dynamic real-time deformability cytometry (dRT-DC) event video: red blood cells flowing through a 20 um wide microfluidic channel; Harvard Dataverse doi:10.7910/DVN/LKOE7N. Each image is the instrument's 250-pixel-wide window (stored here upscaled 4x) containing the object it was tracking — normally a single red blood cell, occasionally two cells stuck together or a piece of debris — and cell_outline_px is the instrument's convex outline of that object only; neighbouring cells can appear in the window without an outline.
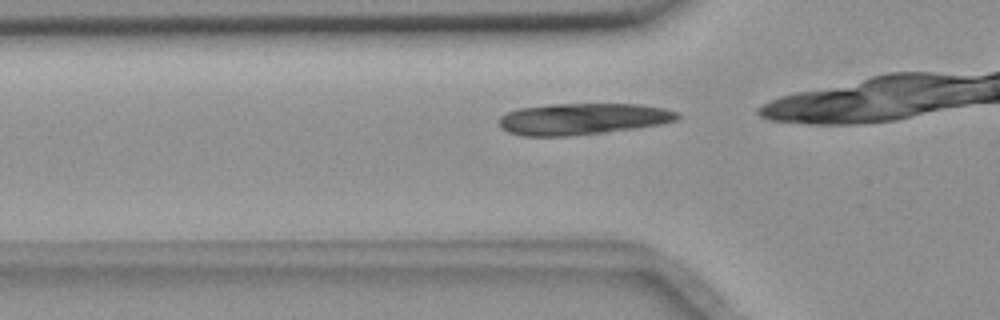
{"species": "common noctule bat (a hibernating species)", "species_latin": "Nyctalus noctula", "temperature_condition": "room temperature", "stored_images_in_passage": 30, "camera_frame_rate_fps": 3000, "um_per_image_px": 0.085, "animal": {"sex": "female", "body_mass_g": 18.4}, "frame": {"image": 1, "passage_image": 4, "time_ms": 1.0, "image_size_px": [1000, 320], "cell_outline_px": [[680, 116], [676, 120], [660, 124], [604, 132], [564, 136], [524, 136], [508, 132], [500, 128], [500, 116], [508, 112], [520, 108], [552, 104], [640, 104], [664, 108], [676, 112]], "centroid_in_image_um": [49.49, 10.1], "position_along_channel_um": 76.3, "area_um2": 32.37}}
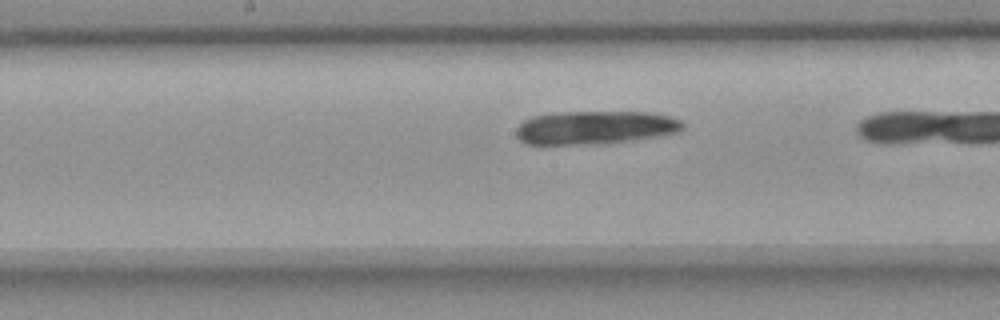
{"frame": {"image": 2, "passage_image": 14, "time_ms": 4.333, "image_size_px": [1000, 320], "cell_outline_px": [[684, 128], [676, 132], [656, 136], [632, 140], [600, 144], [528, 144], [520, 140], [516, 136], [516, 128], [524, 120], [532, 116], [564, 112], [648, 112], [668, 116], [680, 120], [684, 124]], "centroid_in_image_um": [50.56, 10.84], "position_along_channel_um": 197.6, "area_um2": 32.19}}
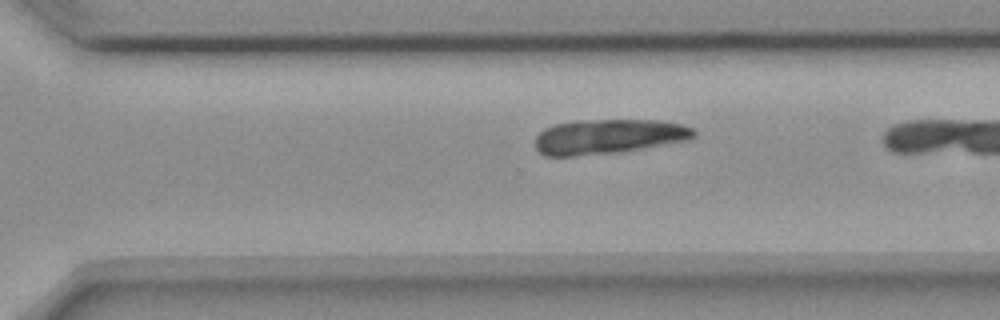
{"frame": {"image": 3, "passage_image": 24, "time_ms": 7.667, "image_size_px": [1000, 320], "cell_outline_px": [[696, 136], [688, 140], [620, 152], [572, 156], [544, 156], [536, 148], [536, 136], [544, 128], [552, 124], [572, 120], [660, 120], [684, 124], [692, 128], [696, 132]], "centroid_in_image_um": [51.71, 11.59], "position_along_channel_um": 318.9, "area_um2": 32.43}}